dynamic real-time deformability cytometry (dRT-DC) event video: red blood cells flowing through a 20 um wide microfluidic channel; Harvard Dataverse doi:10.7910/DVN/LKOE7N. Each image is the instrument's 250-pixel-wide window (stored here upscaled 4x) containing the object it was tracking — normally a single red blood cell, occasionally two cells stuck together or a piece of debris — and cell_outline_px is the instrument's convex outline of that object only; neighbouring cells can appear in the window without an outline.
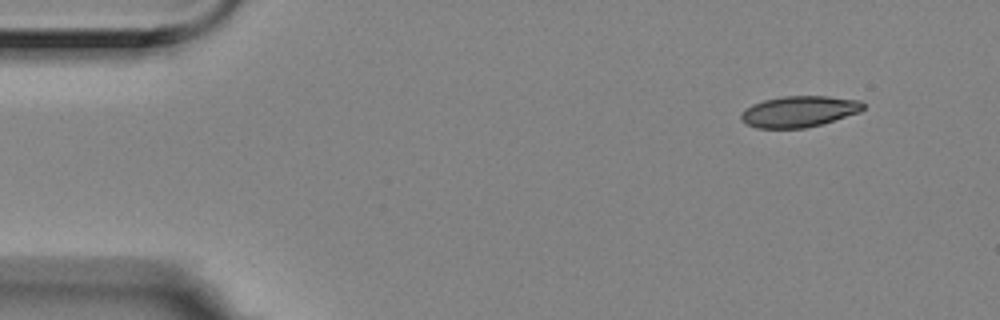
{"species": "Egyptian fruit bat (a non-hibernating species)", "species_latin": "Rousettus aegyptiacus", "temperature_condition": "room temperature", "stored_images_in_passage": 2, "camera_frame_rate_fps": 3000, "um_per_image_px": 0.085, "animal": {"sex": "female"}, "frame": {"image": 1, "passage_image": 2, "time_ms": 0.333, "image_size_px": [1000, 320], "cell_outline_px": [[864, 108], [860, 112], [820, 124], [804, 128], [756, 128], [740, 120], [740, 116], [752, 104], [764, 100], [784, 96], [828, 96], [860, 100], [864, 104]], "centroid_in_image_um": [67.94, 9.47], "position_along_channel_um": 17.1, "area_um2": 21.91}}